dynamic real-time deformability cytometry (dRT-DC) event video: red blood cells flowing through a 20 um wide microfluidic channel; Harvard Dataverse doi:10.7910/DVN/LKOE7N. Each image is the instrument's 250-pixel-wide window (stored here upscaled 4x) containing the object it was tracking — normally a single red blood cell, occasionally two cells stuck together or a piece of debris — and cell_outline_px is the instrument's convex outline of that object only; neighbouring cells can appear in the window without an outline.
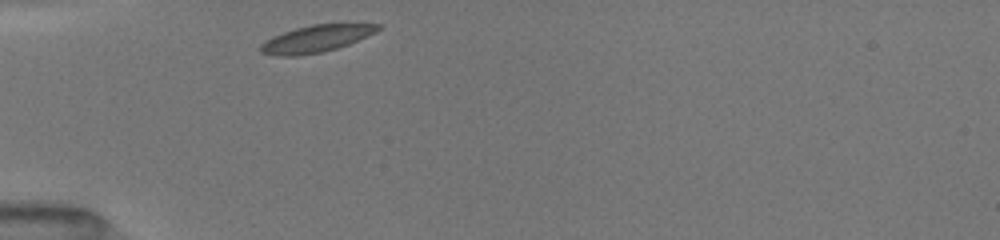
{"species": "common noctule bat (a hibernating species)", "species_latin": "Nyctalus noctula", "temperature_condition": "room temperature", "stored_images_in_passage": 29, "camera_frame_rate_fps": 3000, "um_per_image_px": 0.085, "animal": {"sex": "female", "body_mass_g": 19.5, "forearm_length_mm": 54.1}, "frame": {"image": 1, "passage_image": 1, "time_ms": 0.0, "image_size_px": [1000, 240], "cell_outline_px": [[380, 28], [376, 32], [348, 44], [324, 52], [292, 56], [280, 56], [260, 52], [260, 44], [284, 32], [296, 28], [312, 24], [380, 24]], "centroid_in_image_um": [26.88, 3.29], "position_along_channel_um": 58.1, "area_um2": 18.03}}
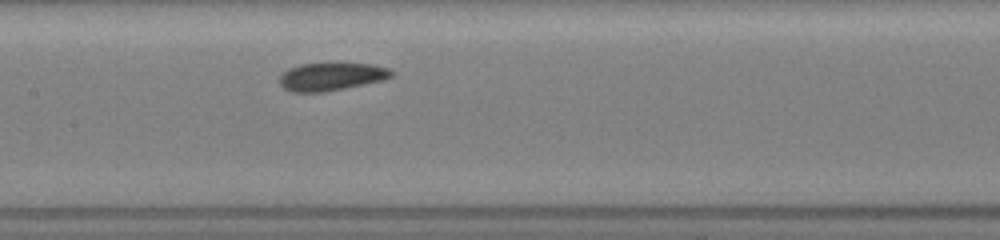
{"frame": {"image": 2, "passage_image": 11, "time_ms": 3.333, "image_size_px": [1000, 240], "cell_outline_px": [[392, 76], [380, 80], [364, 84], [324, 92], [292, 92], [284, 88], [280, 84], [280, 76], [288, 68], [300, 64], [324, 60], [336, 60], [372, 64], [388, 68], [392, 72]], "centroid_in_image_um": [28.13, 6.44], "position_along_channel_um": 179.3, "area_um2": 19.02}}
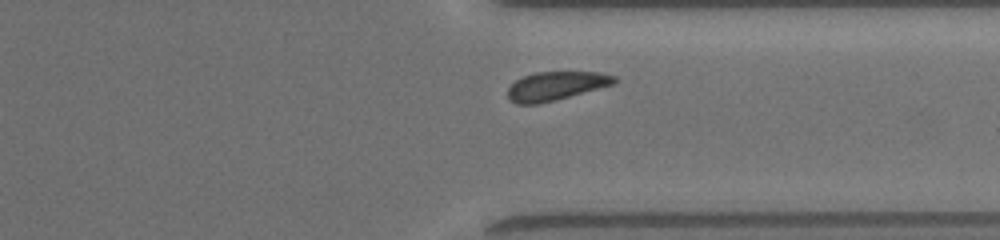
{"frame": {"image": 3, "passage_image": 26, "time_ms": 8.0, "image_size_px": [1000, 240], "cell_outline_px": [[616, 84], [556, 100], [536, 104], [516, 104], [508, 96], [508, 88], [516, 80], [524, 76], [536, 72], [600, 72], [616, 76]], "centroid_in_image_um": [47.29, 7.3], "position_along_channel_um": 364.1, "area_um2": 17.8}, "authors_computed_cell_mechanics": {"area_um2": 18.496, "velocity_mm_per_s": 3.9531, "shape_relaxation_time_tau1_ms": 1.181, "shape_relaxation_time_tau2_ms": 3.4271, "deformation_change_tau1": 0.0704, "deformation_change_tau2": 0.0783}}